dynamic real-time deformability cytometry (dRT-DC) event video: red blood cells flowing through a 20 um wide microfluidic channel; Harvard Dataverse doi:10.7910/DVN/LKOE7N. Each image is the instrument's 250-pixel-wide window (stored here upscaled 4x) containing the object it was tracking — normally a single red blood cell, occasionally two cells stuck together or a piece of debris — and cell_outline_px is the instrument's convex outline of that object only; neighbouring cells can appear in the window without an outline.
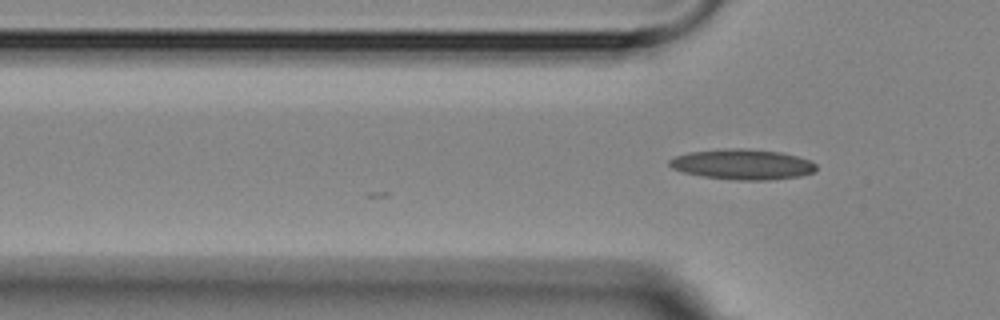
{"species": "Egyptian fruit bat (a non-hibernating species)", "species_latin": "Rousettus aegyptiacus", "temperature_condition": "room temperature", "stored_images_in_passage": 8, "camera_frame_rate_fps": 3000, "um_per_image_px": 0.085, "animal": {"sex": "female"}, "frame": {"image": 1, "passage_image": 2, "time_ms": 1.0, "image_size_px": [1000, 320], "cell_outline_px": [[816, 172], [800, 176], [768, 180], [736, 180], [704, 176], [684, 172], [672, 168], [668, 164], [668, 160], [676, 156], [688, 152], [724, 148], [744, 148], [780, 152], [796, 156], [808, 160], [816, 164]], "centroid_in_image_um": [63.11, 13.96], "position_along_channel_um": 62.7, "area_um2": 25.95}}
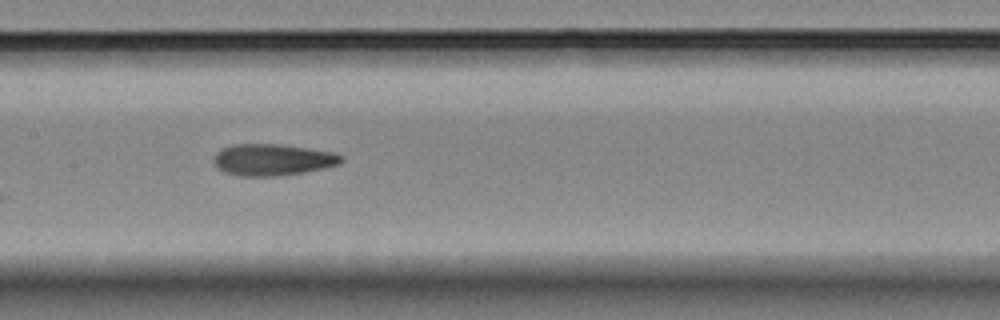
{"frame": {"image": 2, "passage_image": 5, "time_ms": 4.333, "image_size_px": [1000, 320], "cell_outline_px": [[344, 160], [340, 164], [324, 168], [304, 172], [276, 176], [240, 176], [224, 172], [216, 168], [212, 160], [216, 152], [220, 148], [232, 144], [280, 144], [336, 152], [344, 156]], "centroid_in_image_um": [23.16, 13.57], "position_along_channel_um": 184.2, "area_um2": 23.87}}
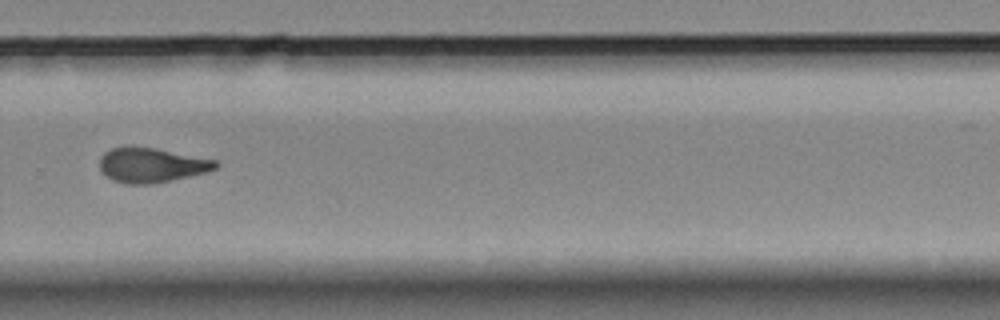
{"frame": {"image": 3, "passage_image": 8, "time_ms": 8.0, "image_size_px": [1000, 320], "cell_outline_px": [[220, 164], [216, 168], [208, 172], [172, 180], [152, 184], [124, 184], [112, 180], [100, 168], [100, 156], [104, 152], [112, 148], [124, 144], [132, 144], [156, 148], [216, 160]], "centroid_in_image_um": [12.86, 14.0], "position_along_channel_um": 316.9, "area_um2": 23.93}}